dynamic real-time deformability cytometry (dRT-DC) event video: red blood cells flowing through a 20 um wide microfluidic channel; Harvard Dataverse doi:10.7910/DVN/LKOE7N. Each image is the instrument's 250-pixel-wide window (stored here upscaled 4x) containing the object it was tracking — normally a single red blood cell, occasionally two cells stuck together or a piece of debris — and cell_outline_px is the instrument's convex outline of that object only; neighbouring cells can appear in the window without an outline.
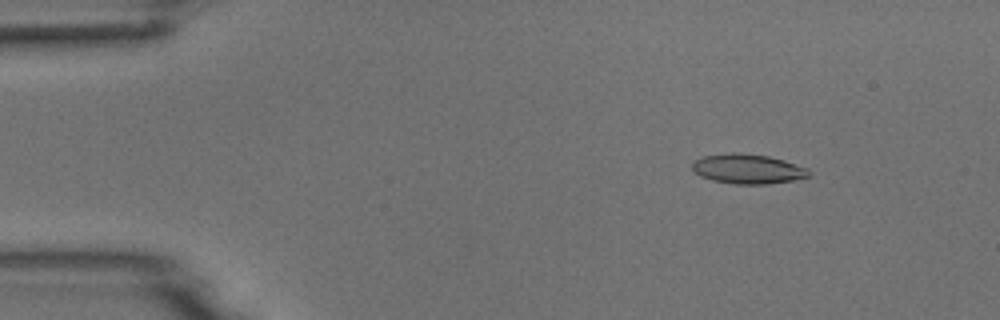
{"species": "common noctule bat (a hibernating species)", "species_latin": "Nyctalus noctula", "temperature_condition": "room temperature", "stored_images_in_passage": 45, "camera_frame_rate_fps": 3000, "um_per_image_px": 0.085, "animal": {"sex": "male", "body_mass_g": 18.8}, "frame": {"image": 1, "passage_image": 7, "time_ms": 2.0, "image_size_px": [1000, 320], "cell_outline_px": [[808, 176], [792, 180], [768, 184], [736, 184], [712, 180], [700, 176], [692, 168], [692, 160], [700, 156], [732, 152], [736, 152], [768, 156], [784, 160], [808, 168]], "centroid_in_image_um": [63.5, 14.34], "position_along_channel_um": 21.5, "area_um2": 20.17}}
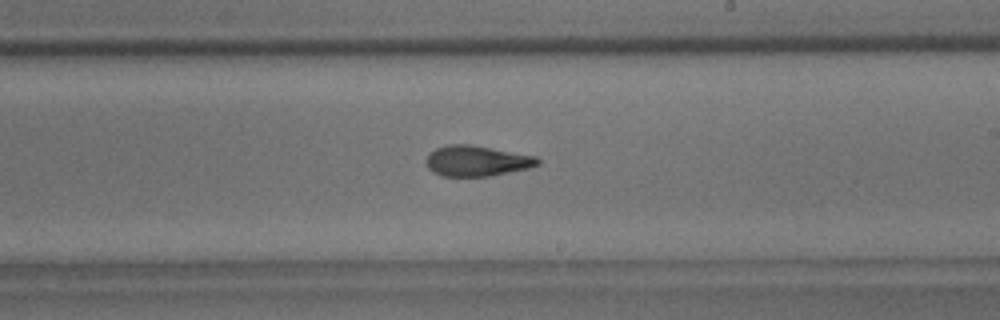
{"frame": {"image": 2, "passage_image": 31, "time_ms": 10.0, "image_size_px": [1000, 320], "cell_outline_px": [[540, 164], [528, 168], [492, 176], [440, 176], [432, 172], [428, 168], [424, 160], [428, 152], [436, 148], [448, 144], [468, 144], [536, 156], [540, 160]], "centroid_in_image_um": [40.47, 13.68], "position_along_channel_um": 248.5, "area_um2": 20.06}}
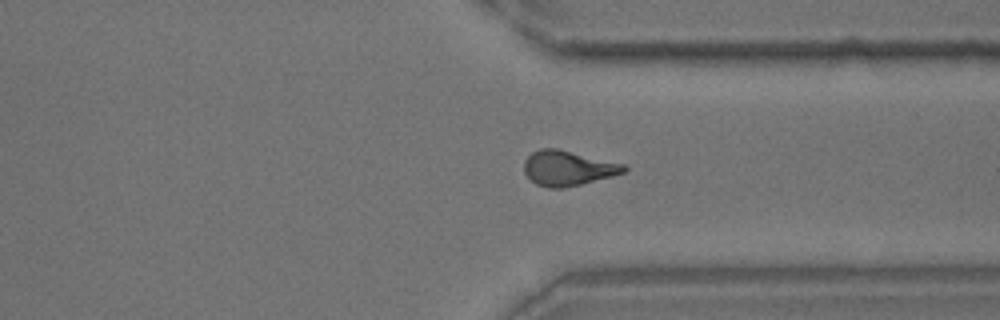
{"frame": {"image": 3, "passage_image": 40, "time_ms": 13.0, "image_size_px": [1000, 320], "cell_outline_px": [[628, 168], [624, 172], [612, 176], [564, 188], [548, 188], [536, 184], [524, 172], [524, 160], [532, 152], [540, 148], [560, 148], [624, 164]], "centroid_in_image_um": [48.25, 14.28], "position_along_channel_um": 363.1, "area_um2": 20.4}}